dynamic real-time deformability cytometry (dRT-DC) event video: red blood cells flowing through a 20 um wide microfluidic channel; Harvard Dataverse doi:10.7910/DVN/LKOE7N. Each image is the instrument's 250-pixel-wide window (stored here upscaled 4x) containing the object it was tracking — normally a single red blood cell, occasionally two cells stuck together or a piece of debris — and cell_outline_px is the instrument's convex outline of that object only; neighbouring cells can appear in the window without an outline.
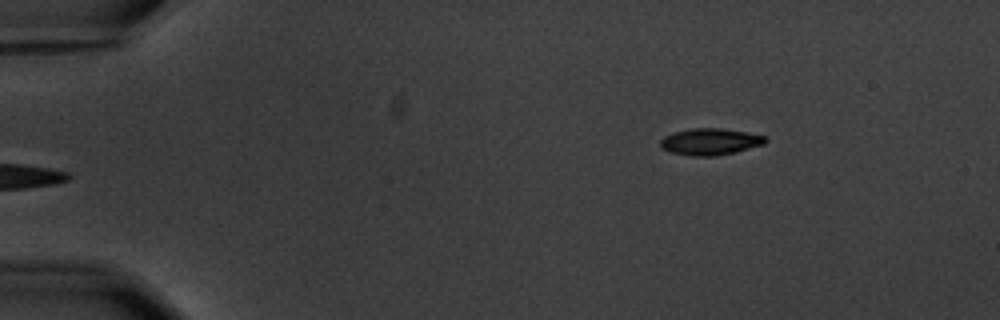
{"species": "common noctule bat (a hibernating species)", "species_latin": "Nyctalus noctula", "temperature_condition": "warm", "stored_images_in_passage": 6, "camera_frame_rate_fps": 3000, "um_per_image_px": 0.085, "animal": {"sex": "male", "body_mass_g": 20.1, "forearm_length_mm": 53.5}, "frame": {"image": 1, "passage_image": 6, "time_ms": 7.0, "image_size_px": [1000, 320], "cell_outline_px": [[768, 140], [764, 144], [736, 152], [716, 156], [692, 156], [672, 152], [660, 148], [660, 140], [664, 136], [672, 132], [692, 128], [720, 128], [744, 132], [764, 136]], "centroid_in_image_um": [60.33, 12.04], "position_along_channel_um": 24.7, "area_um2": 16.3}}